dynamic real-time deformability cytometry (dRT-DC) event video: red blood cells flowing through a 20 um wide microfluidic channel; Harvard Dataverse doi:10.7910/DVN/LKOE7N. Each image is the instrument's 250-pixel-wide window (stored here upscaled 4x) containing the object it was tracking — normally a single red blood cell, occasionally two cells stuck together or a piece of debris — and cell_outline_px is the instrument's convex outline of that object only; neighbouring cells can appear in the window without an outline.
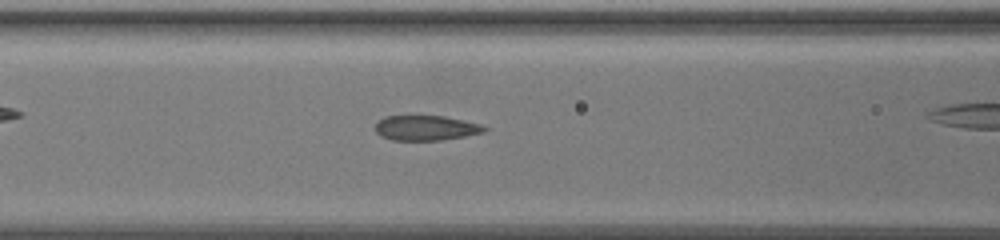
{"species": "common noctule bat (a hibernating species)", "species_latin": "Nyctalus noctula", "temperature_condition": "warm", "stored_images_in_passage": 40, "camera_frame_rate_fps": 3000, "um_per_image_px": 0.085, "animal": {"sex": "female", "body_mass_g": 19.5, "forearm_length_mm": 54.1}, "frame": {"image": 1, "passage_image": 17, "time_ms": 5.333, "image_size_px": [1000, 240], "cell_outline_px": [[488, 128], [484, 132], [464, 136], [440, 140], [392, 140], [380, 136], [376, 132], [376, 124], [384, 116], [412, 112], [444, 116], [464, 120], [480, 124]], "centroid_in_image_um": [36.14, 10.81], "position_along_channel_um": 130.5, "area_um2": 16.65}}
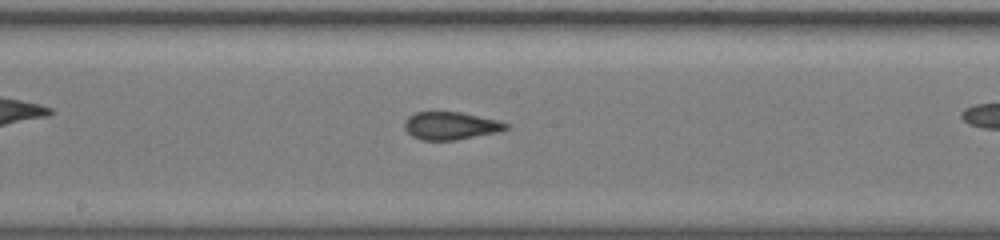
{"frame": {"image": 2, "passage_image": 24, "time_ms": 7.667, "image_size_px": [1000, 240], "cell_outline_px": [[512, 124], [508, 128], [496, 132], [456, 140], [420, 140], [412, 136], [404, 128], [404, 124], [408, 116], [416, 112], [460, 112], [496, 120]], "centroid_in_image_um": [38.29, 10.69], "position_along_channel_um": 209.9, "area_um2": 16.3}}
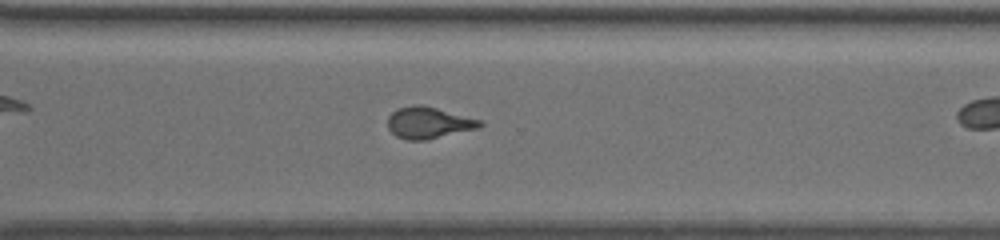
{"frame": {"image": 3, "passage_image": 35, "time_ms": 11.333, "image_size_px": [1000, 240], "cell_outline_px": [[484, 124], [480, 128], [424, 140], [408, 140], [396, 136], [388, 128], [388, 116], [392, 112], [400, 108], [416, 104], [420, 104], [484, 120]], "centroid_in_image_um": [36.47, 10.43], "position_along_channel_um": 334.1, "area_um2": 16.94}}